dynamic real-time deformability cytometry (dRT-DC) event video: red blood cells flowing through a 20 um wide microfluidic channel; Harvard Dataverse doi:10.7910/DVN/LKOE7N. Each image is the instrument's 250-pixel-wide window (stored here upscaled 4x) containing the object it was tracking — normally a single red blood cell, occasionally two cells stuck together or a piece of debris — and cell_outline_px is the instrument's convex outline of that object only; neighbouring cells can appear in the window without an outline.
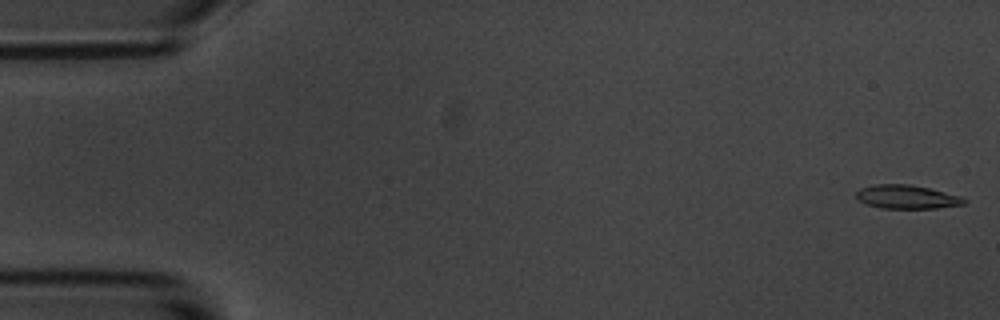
{"species": "common noctule bat (a hibernating species)", "species_latin": "Nyctalus noctula", "temperature_condition": "room temperature", "stored_images_in_passage": 6, "camera_frame_rate_fps": 3000, "um_per_image_px": 0.085, "animal": {"sex": "male", "body_mass_g": 20.1, "forearm_length_mm": 53.5}, "frame": {"image": 1, "passage_image": 1, "time_ms": 0.0, "image_size_px": [1000, 320], "cell_outline_px": [[968, 200], [964, 204], [936, 208], [880, 208], [868, 204], [860, 200], [856, 196], [856, 192], [860, 188], [876, 184], [908, 184], [928, 188], [960, 196]], "centroid_in_image_um": [77.08, 16.73], "position_along_channel_um": 7.9, "area_um2": 14.68}}